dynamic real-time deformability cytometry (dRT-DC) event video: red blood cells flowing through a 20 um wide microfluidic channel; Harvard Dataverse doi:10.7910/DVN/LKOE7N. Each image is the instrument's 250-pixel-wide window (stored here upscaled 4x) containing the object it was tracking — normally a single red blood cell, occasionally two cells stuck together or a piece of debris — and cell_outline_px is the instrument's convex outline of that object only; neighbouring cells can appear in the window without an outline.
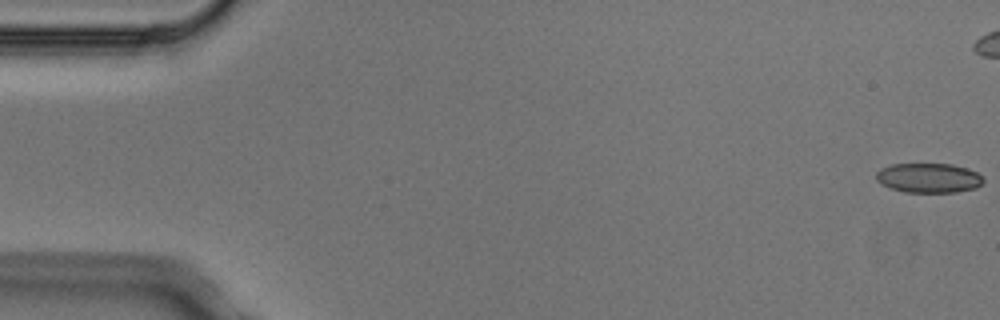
{"species": "Egyptian fruit bat (a non-hibernating species)", "species_latin": "Rousettus aegyptiacus", "temperature_condition": "cold", "stored_images_in_passage": 10, "camera_frame_rate_fps": 3000, "um_per_image_px": 0.085, "animal": {"sex": "male"}, "frame": {"image": 1, "passage_image": 1, "time_ms": 0.0, "image_size_px": [1000, 320], "cell_outline_px": [[984, 180], [976, 188], [956, 192], [904, 192], [880, 184], [876, 180], [876, 172], [880, 168], [892, 164], [952, 164], [976, 172]], "centroid_in_image_um": [78.89, 15.12], "position_along_channel_um": 6.1, "area_um2": 18.38}}
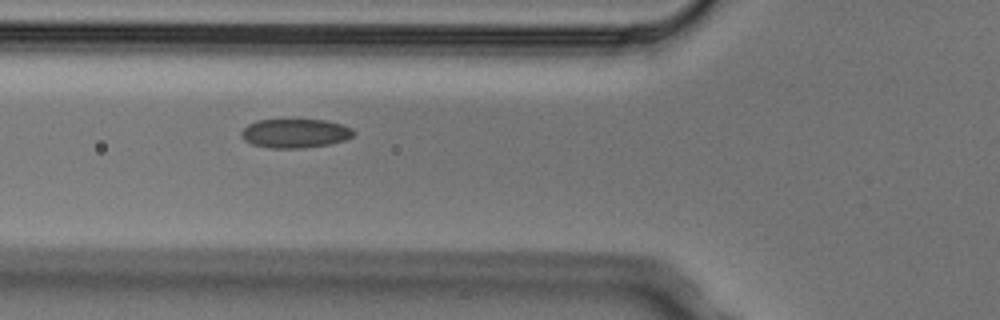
{"frame": {"image": 2, "passage_image": 7, "time_ms": 2.0, "image_size_px": [1000, 320], "cell_outline_px": [[356, 132], [352, 136], [344, 140], [328, 144], [304, 148], [268, 148], [252, 144], [244, 140], [240, 136], [240, 132], [248, 124], [256, 120], [324, 120], [340, 124], [352, 128]], "centroid_in_image_um": [25.05, 11.34], "position_along_channel_um": 100.8, "area_um2": 18.96}}
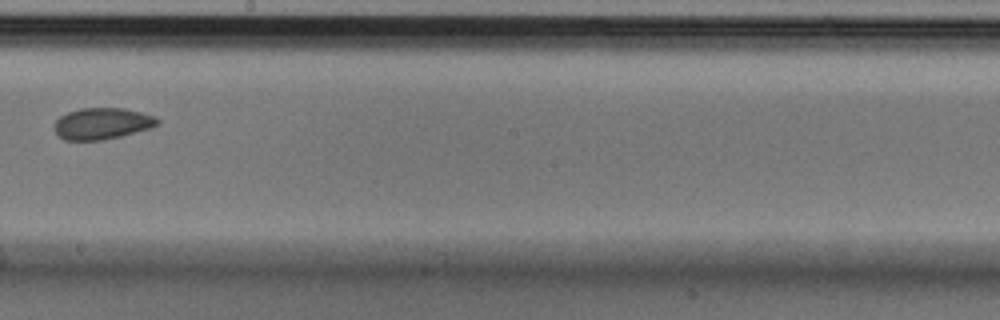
{"frame": {"image": 3, "passage_image": 10, "time_ms": 3.0, "image_size_px": [1000, 320], "cell_outline_px": [[160, 124], [152, 128], [104, 140], [64, 140], [52, 128], [56, 120], [60, 116], [68, 112], [80, 108], [124, 108], [156, 116], [160, 120]], "centroid_in_image_um": [8.7, 10.5], "position_along_channel_um": 239.5, "area_um2": 19.07}}